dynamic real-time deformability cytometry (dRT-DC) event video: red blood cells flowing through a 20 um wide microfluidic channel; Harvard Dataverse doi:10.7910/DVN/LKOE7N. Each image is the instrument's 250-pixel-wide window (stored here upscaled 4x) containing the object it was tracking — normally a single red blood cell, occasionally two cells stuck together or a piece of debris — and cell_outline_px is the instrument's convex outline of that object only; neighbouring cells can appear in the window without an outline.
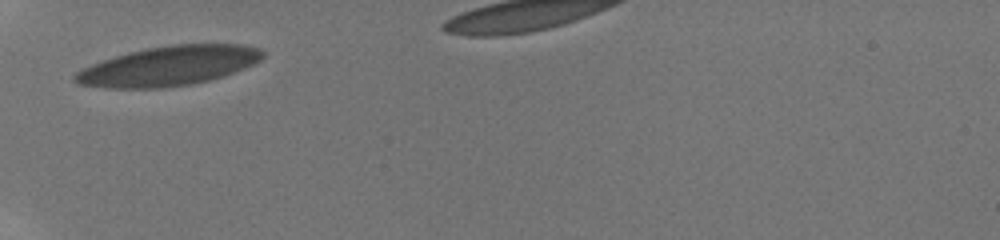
{"species": "human", "species_latin": "Homo sapiens", "temperature_condition": "room temperature", "stored_images_in_passage": 19, "camera_frame_rate_fps": 3000, "um_per_image_px": 0.085, "donor": {"sex": "male"}, "frame": {"image": 1, "passage_image": 1, "time_ms": 0.0, "image_size_px": [1000, 240], "cell_outline_px": [[264, 56], [260, 60], [252, 64], [232, 72], [208, 80], [192, 84], [164, 88], [104, 88], [76, 84], [72, 80], [72, 76], [76, 72], [92, 64], [128, 52], [148, 48], [172, 44], [240, 44], [260, 48], [264, 52]], "centroid_in_image_um": [14.29, 5.61], "position_along_channel_um": 70.7, "area_um2": 43.06}}
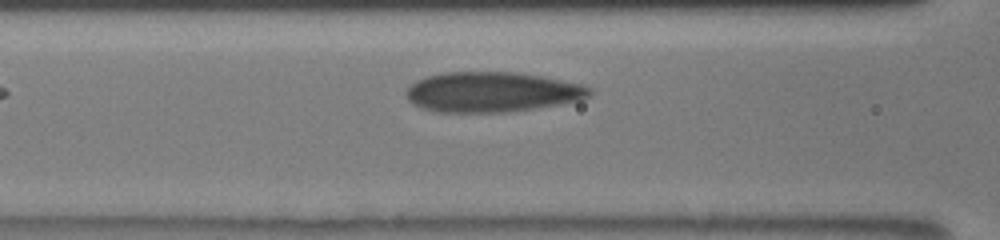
{"frame": {"image": 2, "passage_image": 13, "time_ms": 1.667, "image_size_px": [1000, 240], "cell_outline_px": [[592, 92], [588, 96], [580, 100], [532, 108], [504, 112], [440, 112], [424, 108], [412, 104], [408, 100], [404, 92], [416, 80], [428, 76], [444, 72], [516, 72], [540, 76], [580, 84], [592, 88]], "centroid_in_image_um": [41.77, 7.81], "position_along_channel_um": 124.8, "area_um2": 42.48}}